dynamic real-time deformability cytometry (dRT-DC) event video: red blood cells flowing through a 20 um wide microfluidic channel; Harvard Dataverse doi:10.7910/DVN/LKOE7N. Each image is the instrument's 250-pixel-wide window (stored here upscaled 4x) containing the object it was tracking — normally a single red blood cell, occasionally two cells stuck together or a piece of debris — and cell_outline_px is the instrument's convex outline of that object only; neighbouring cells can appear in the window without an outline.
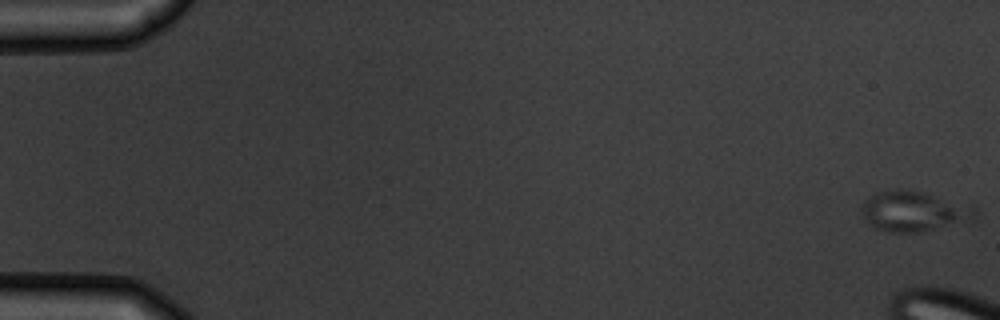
{"species": "common noctule bat (a hibernating species)", "species_latin": "Nyctalus noctula", "temperature_condition": "warm", "stored_images_in_passage": 12, "camera_frame_rate_fps": 3000, "um_per_image_px": 0.085, "animal": {"sex": "male", "body_mass_g": 19.5, "forearm_length_mm": 54.6}, "frame": {"image": 1, "passage_image": 1, "time_ms": 0.0, "image_size_px": [1000, 320], "cell_outline_px": [[980, 212], [976, 220], [924, 232], [888, 232], [876, 228], [868, 224], [860, 212], [860, 208], [864, 200], [880, 192], [892, 188], [908, 188], [976, 208]], "centroid_in_image_um": [77.68, 17.98], "position_along_channel_um": 7.3, "area_um2": 26.99}}